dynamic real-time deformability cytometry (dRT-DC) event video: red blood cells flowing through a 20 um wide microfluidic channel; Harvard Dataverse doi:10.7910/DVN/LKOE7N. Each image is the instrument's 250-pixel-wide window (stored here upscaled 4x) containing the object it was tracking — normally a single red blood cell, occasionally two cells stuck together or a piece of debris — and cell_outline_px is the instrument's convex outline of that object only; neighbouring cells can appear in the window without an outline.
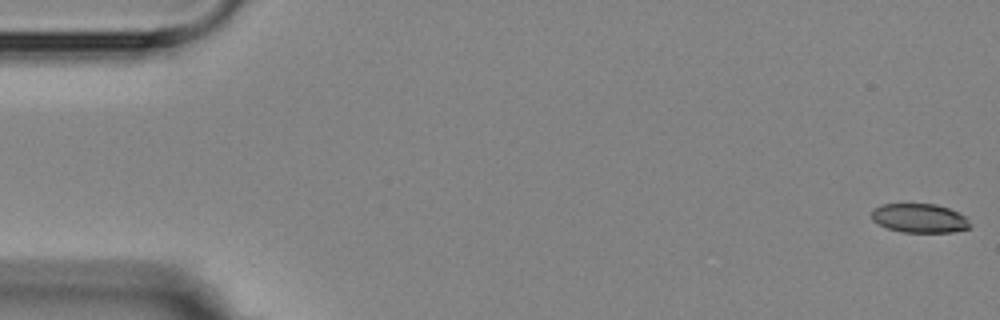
{"species": "Egyptian fruit bat (a non-hibernating species)", "species_latin": "Rousettus aegyptiacus", "temperature_condition": "room temperature", "stored_images_in_passage": 2, "camera_frame_rate_fps": 3000, "um_per_image_px": 0.085, "animal": {"sex": "female"}, "frame": {"image": 1, "passage_image": 2, "time_ms": 1.333, "image_size_px": [1000, 320], "cell_outline_px": [[972, 228], [952, 232], [900, 232], [888, 228], [872, 220], [872, 208], [880, 204], [936, 204], [948, 208], [964, 216], [968, 220]], "centroid_in_image_um": [78.15, 18.54], "position_along_channel_um": 6.9, "area_um2": 16.65}}